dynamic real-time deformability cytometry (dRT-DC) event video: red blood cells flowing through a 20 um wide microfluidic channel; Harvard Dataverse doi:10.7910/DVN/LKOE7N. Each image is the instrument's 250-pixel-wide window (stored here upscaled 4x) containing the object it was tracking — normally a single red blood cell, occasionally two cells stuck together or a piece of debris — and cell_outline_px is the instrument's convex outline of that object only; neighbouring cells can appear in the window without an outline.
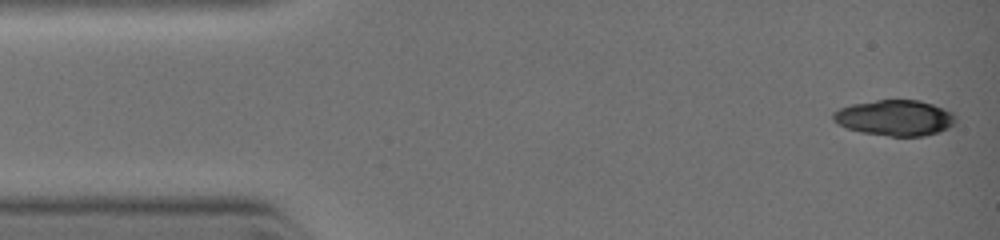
{"species": "common noctule bat (a hibernating species)", "species_latin": "Nyctalus noctula", "temperature_condition": "warm", "stored_images_in_passage": 13, "camera_frame_rate_fps": 3000, "um_per_image_px": 0.085, "animal": {"sex": "female", "body_mass_g": 19.0, "forearm_length_mm": 51.5}, "frame": {"image": 1, "passage_image": 1, "time_ms": 0.0, "image_size_px": [1000, 240], "cell_outline_px": [[956, 120], [948, 128], [940, 132], [924, 136], [892, 136], [860, 132], [848, 128], [832, 120], [832, 112], [840, 108], [852, 104], [876, 100], [920, 100], [932, 104], [952, 112], [956, 116]], "centroid_in_image_um": [76.07, 10.01], "position_along_channel_um": 8.9, "area_um2": 25.43}}
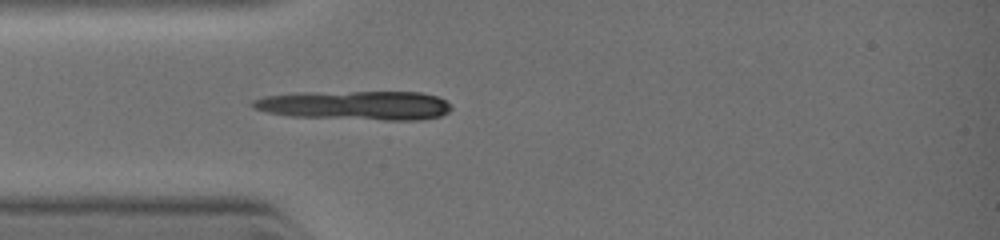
{"frame": {"image": 2, "passage_image": 8, "time_ms": 2.667, "image_size_px": [1000, 240], "cell_outline_px": [[452, 108], [448, 112], [440, 116], [416, 120], [384, 120], [292, 116], [268, 112], [252, 108], [248, 104], [252, 100], [264, 96], [296, 92], [420, 92], [436, 96], [452, 104]], "centroid_in_image_um": [30.18, 8.94], "position_along_channel_um": 54.8, "area_um2": 33.93}}